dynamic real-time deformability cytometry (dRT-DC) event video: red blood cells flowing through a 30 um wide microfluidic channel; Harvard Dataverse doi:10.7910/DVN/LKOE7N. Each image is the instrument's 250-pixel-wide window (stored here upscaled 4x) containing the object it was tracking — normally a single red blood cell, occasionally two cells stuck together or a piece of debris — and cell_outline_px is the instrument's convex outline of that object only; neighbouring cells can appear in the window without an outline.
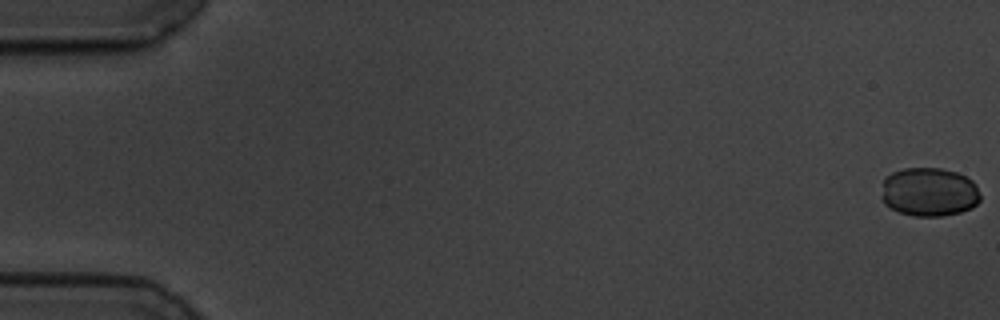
{"species": "common noctule bat (a hibernating species)", "species_latin": "Nyctalus noctula", "temperature_condition": "cold", "stored_images_in_passage": 58, "camera_frame_rate_fps": 3000, "um_per_image_px": 0.085, "animal": {"sex": "male", "body_mass_g": 19.5, "forearm_length_mm": 54.6}, "frame": {"image": 1, "passage_image": 1, "time_ms": 0.0, "image_size_px": [1000, 320], "cell_outline_px": [[980, 200], [972, 208], [960, 212], [940, 216], [912, 216], [900, 212], [884, 204], [880, 196], [884, 180], [892, 172], [904, 168], [940, 168], [956, 172], [972, 180], [976, 184], [980, 196]], "centroid_in_image_um": [78.97, 16.32], "position_along_channel_um": 6.0, "area_um2": 28.21}}
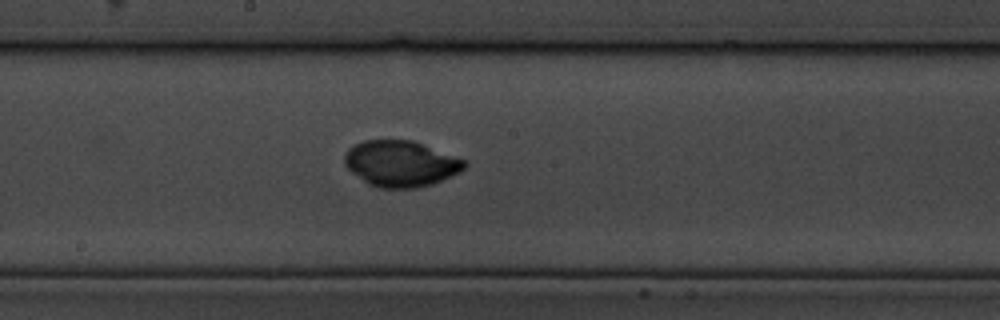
{"frame": {"image": 2, "passage_image": 32, "time_ms": 10.333, "image_size_px": [1000, 320], "cell_outline_px": [[468, 164], [460, 172], [432, 184], [416, 188], [376, 188], [368, 184], [352, 172], [344, 164], [344, 152], [352, 144], [364, 140], [412, 140], [424, 144], [464, 160]], "centroid_in_image_um": [34.02, 13.9], "position_along_channel_um": 214.2, "area_um2": 32.25}}
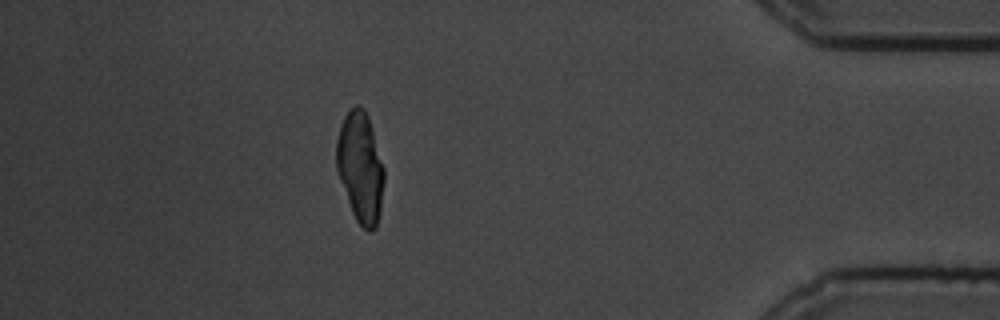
{"frame": {"image": 3, "passage_image": 52, "time_ms": 17.0, "image_size_px": [1000, 320], "cell_outline_px": [[384, 180], [380, 212], [376, 228], [372, 232], [368, 232], [356, 220], [352, 212], [340, 180], [336, 168], [336, 140], [340, 124], [344, 116], [356, 104], [360, 104], [364, 108], [368, 116], [384, 168]], "centroid_in_image_um": [30.62, 14.21], "position_along_channel_um": 404.6, "area_um2": 30.69}}